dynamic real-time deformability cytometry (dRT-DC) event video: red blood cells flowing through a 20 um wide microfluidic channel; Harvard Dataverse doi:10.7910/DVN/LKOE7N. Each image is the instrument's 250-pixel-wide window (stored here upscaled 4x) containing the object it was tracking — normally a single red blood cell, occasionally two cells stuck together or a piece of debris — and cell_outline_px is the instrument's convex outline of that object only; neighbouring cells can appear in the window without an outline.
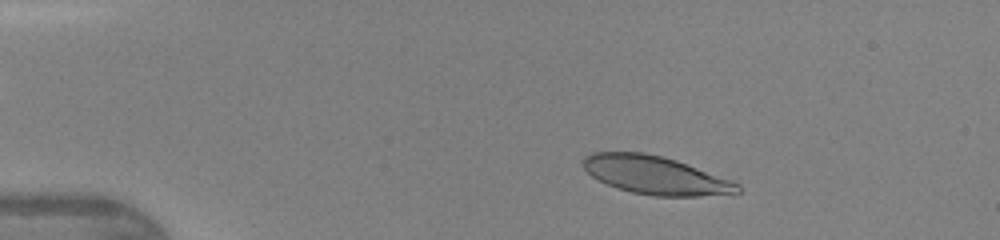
{"species": "human", "species_latin": "Homo sapiens", "temperature_condition": "warm", "stored_images_in_passage": 42, "camera_frame_rate_fps": 3000, "um_per_image_px": 0.085, "donor": {"sex": "female"}, "frame": {"image": 1, "passage_image": 5, "time_ms": 1.333, "image_size_px": [1000, 240], "cell_outline_px": [[740, 192], [700, 196], [656, 196], [632, 192], [616, 188], [592, 176], [584, 168], [584, 156], [592, 152], [644, 152], [676, 160], [732, 180], [740, 184]], "centroid_in_image_um": [55.72, 14.89], "position_along_channel_um": 29.3, "area_um2": 34.1}}
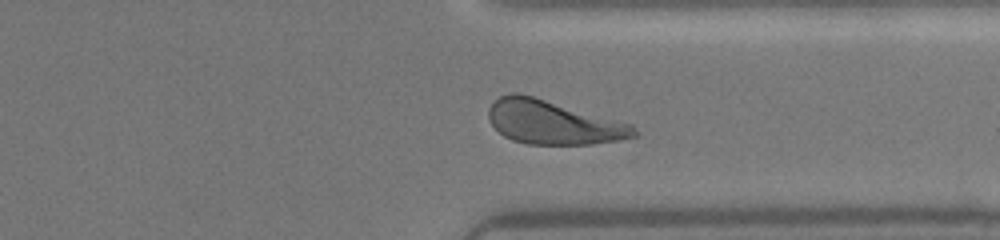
{"frame": {"image": 2, "passage_image": 32, "time_ms": 10.333, "image_size_px": [1000, 240], "cell_outline_px": [[640, 136], [592, 144], [528, 144], [512, 140], [504, 136], [492, 124], [488, 116], [488, 108], [500, 96], [512, 92], [516, 92], [532, 96], [632, 124], [640, 132]], "centroid_in_image_um": [47.04, 10.41], "position_along_channel_um": 364.4, "area_um2": 36.88}}
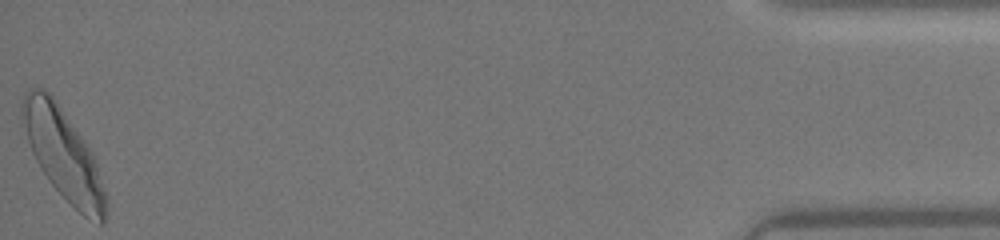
{"frame": {"image": 3, "passage_image": 42, "time_ms": 13.667, "image_size_px": [1000, 240], "cell_outline_px": [[104, 224], [100, 224], [84, 216], [52, 184], [40, 168], [32, 152], [20, 116], [20, 104], [24, 92], [32, 88], [40, 88], [48, 92], [52, 96], [92, 152], [96, 160], [104, 192]], "centroid_in_image_um": [5.32, 13.05], "position_along_channel_um": 429.9, "area_um2": 42.71}}